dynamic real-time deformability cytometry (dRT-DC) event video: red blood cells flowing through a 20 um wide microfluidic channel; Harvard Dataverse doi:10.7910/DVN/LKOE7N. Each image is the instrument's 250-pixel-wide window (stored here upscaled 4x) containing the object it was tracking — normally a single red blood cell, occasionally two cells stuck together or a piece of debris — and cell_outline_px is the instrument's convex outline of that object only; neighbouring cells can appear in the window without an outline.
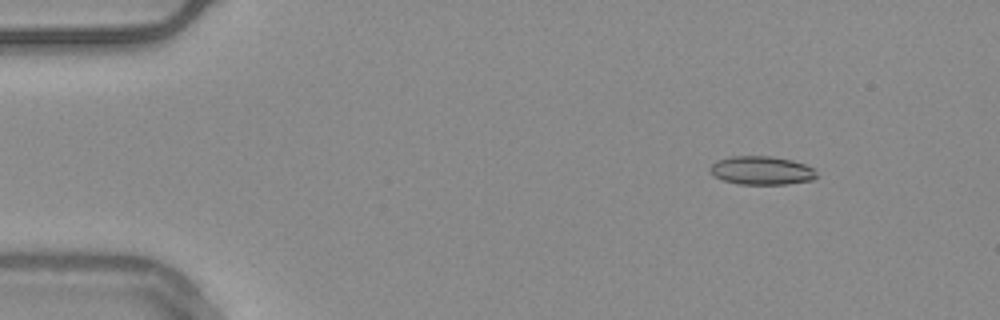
{"species": "common noctule bat (a hibernating species)", "species_latin": "Nyctalus noctula", "temperature_condition": "warm", "stored_images_in_passage": 50, "camera_frame_rate_fps": 3000, "um_per_image_px": 0.085, "animal": {"sex": "male", "body_mass_g": 20.4}, "frame": {"image": 1, "passage_image": 2, "time_ms": 0.333, "image_size_px": [1000, 320], "cell_outline_px": [[816, 176], [812, 180], [784, 184], [740, 184], [724, 180], [716, 176], [708, 168], [716, 160], [732, 156], [772, 156], [792, 160], [816, 168]], "centroid_in_image_um": [64.75, 14.48], "position_along_channel_um": 20.2, "area_um2": 17.63}}
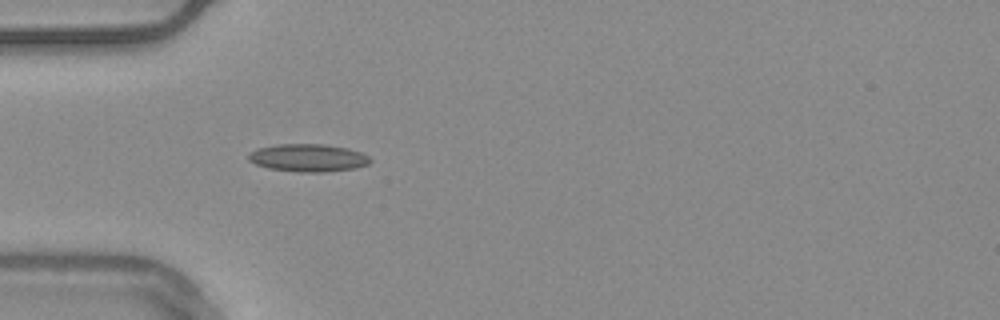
{"frame": {"image": 2, "passage_image": 12, "time_ms": 3.667, "image_size_px": [1000, 320], "cell_outline_px": [[372, 160], [368, 164], [356, 168], [324, 172], [300, 172], [268, 168], [256, 164], [248, 160], [248, 152], [256, 148], [276, 144], [324, 144], [348, 148], [360, 152], [368, 156]], "centroid_in_image_um": [26.17, 13.41], "position_along_channel_um": 58.8, "area_um2": 19.77}}
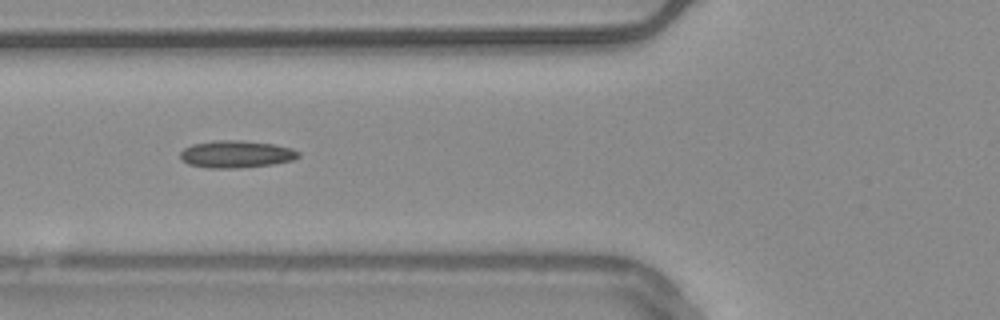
{"frame": {"image": 3, "passage_image": 16, "time_ms": 5.0, "image_size_px": [1000, 320], "cell_outline_px": [[300, 156], [292, 160], [272, 164], [240, 168], [208, 168], [188, 164], [180, 156], [180, 152], [184, 148], [192, 144], [212, 140], [236, 140], [272, 144], [292, 148], [300, 152]], "centroid_in_image_um": [20.06, 13.1], "position_along_channel_um": 105.7, "area_um2": 18.73}}